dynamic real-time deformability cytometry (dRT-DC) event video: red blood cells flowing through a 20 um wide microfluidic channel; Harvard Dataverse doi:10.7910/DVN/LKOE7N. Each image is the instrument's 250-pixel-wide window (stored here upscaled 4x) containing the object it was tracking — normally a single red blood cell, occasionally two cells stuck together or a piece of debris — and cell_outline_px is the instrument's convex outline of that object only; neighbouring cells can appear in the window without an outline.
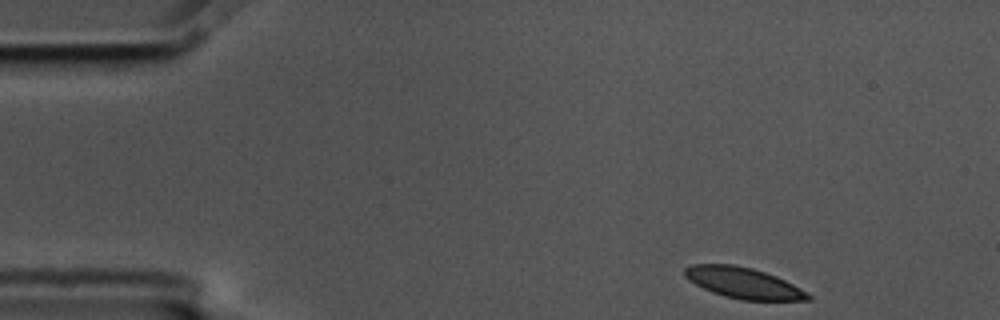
{"species": "common noctule bat (a hibernating species)", "species_latin": "Nyctalus noctula", "temperature_condition": "cold", "stored_images_in_passage": 51, "camera_frame_rate_fps": 3000, "um_per_image_px": 0.085, "animal": {"sex": "male", "body_mass_g": 17.5, "forearm_length_mm": 52.3}, "frame": {"image": 1, "passage_image": 1, "time_ms": 0.0, "image_size_px": [1000, 320], "cell_outline_px": [[812, 300], [740, 300], [724, 296], [712, 292], [688, 280], [684, 276], [684, 268], [692, 264], [732, 264], [752, 268], [776, 276], [792, 284], [812, 296]], "centroid_in_image_um": [63.16, 24.05], "position_along_channel_um": 21.8, "area_um2": 22.08}}
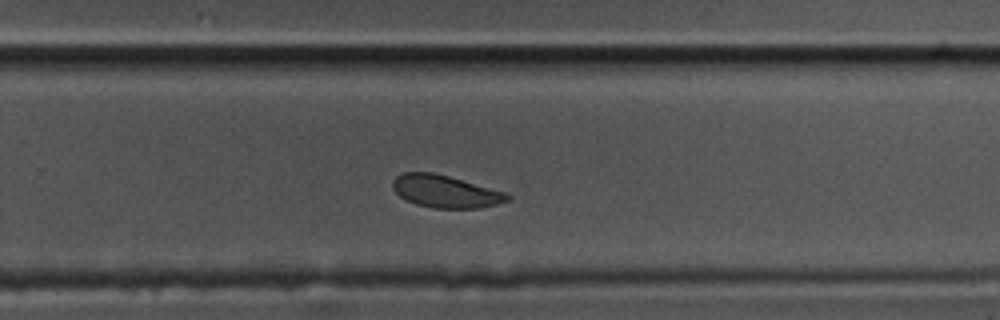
{"frame": {"image": 2, "passage_image": 31, "time_ms": 10.0, "image_size_px": [1000, 320], "cell_outline_px": [[512, 200], [480, 208], [432, 208], [416, 204], [400, 196], [392, 188], [392, 180], [396, 176], [404, 172], [432, 172], [448, 176], [504, 192], [512, 196]], "centroid_in_image_um": [37.85, 16.27], "position_along_channel_um": 291.9, "area_um2": 21.56}}
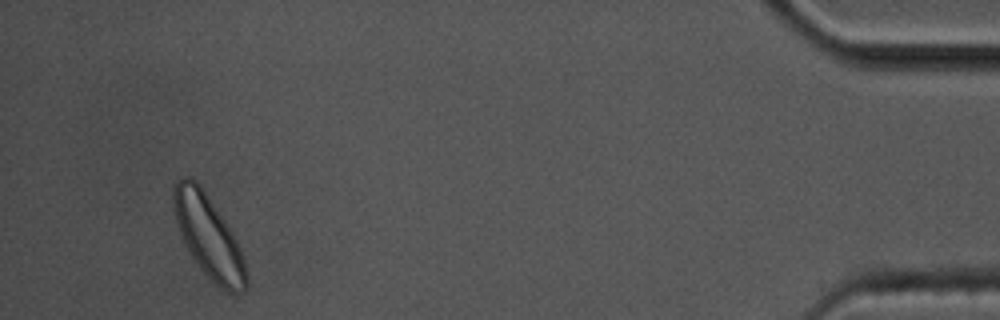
{"frame": {"image": 3, "passage_image": 48, "time_ms": 15.667, "image_size_px": [1000, 320], "cell_outline_px": [[248, 288], [244, 292], [236, 296], [220, 288], [204, 272], [192, 256], [180, 232], [176, 220], [172, 200], [172, 188], [176, 180], [184, 176], [188, 176], [196, 180], [224, 220], [232, 232], [236, 240], [244, 260], [248, 280]], "centroid_in_image_um": [17.74, 20.13], "position_along_channel_um": 417.5, "area_um2": 34.56}}